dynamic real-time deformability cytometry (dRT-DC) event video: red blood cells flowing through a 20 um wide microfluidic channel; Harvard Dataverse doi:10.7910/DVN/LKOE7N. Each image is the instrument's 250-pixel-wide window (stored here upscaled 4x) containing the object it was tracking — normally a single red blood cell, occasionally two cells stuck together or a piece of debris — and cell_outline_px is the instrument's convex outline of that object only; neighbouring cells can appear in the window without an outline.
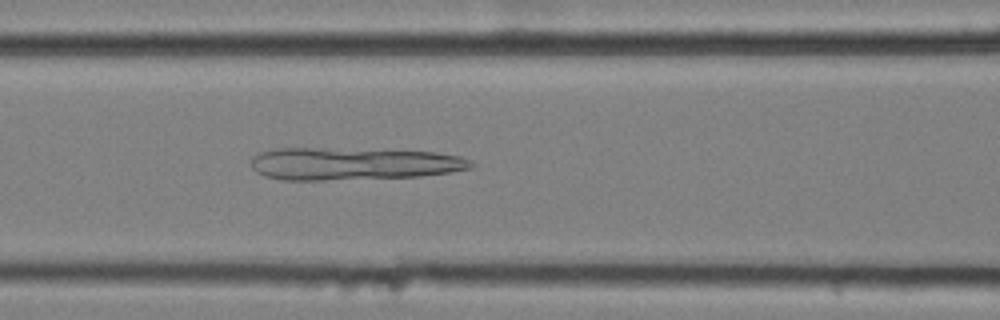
{"species": "common noctule bat (a hibernating species)", "species_latin": "Nyctalus noctula", "temperature_condition": "cold", "stored_images_in_passage": 35, "camera_frame_rate_fps": 3000, "um_per_image_px": 0.085, "animal": {"sex": "female", "body_mass_g": 25.1}, "frame": {"image": 1, "passage_image": 13, "time_ms": 4.0, "image_size_px": [1000, 320], "cell_outline_px": [[476, 164], [472, 168], [452, 172], [420, 176], [324, 180], [284, 180], [264, 176], [256, 172], [252, 168], [252, 156], [260, 152], [276, 148], [320, 148], [436, 152], [460, 156], [472, 160]], "centroid_in_image_um": [30.03, 13.92], "position_along_channel_um": 136.6, "area_um2": 41.67}}
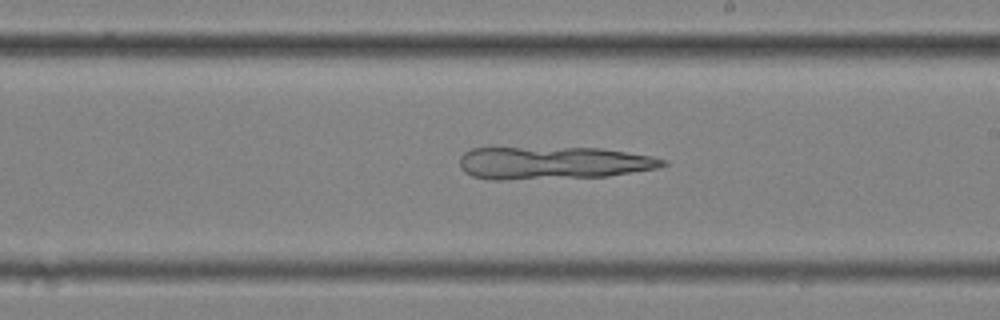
{"frame": {"image": 2, "passage_image": 22, "time_ms": 7.0, "image_size_px": [1000, 320], "cell_outline_px": [[668, 164], [656, 168], [608, 176], [504, 180], [492, 180], [472, 176], [464, 172], [460, 168], [460, 156], [464, 152], [472, 148], [600, 148], [652, 156], [668, 160]], "centroid_in_image_um": [46.99, 13.85], "position_along_channel_um": 242.0, "area_um2": 38.73}}
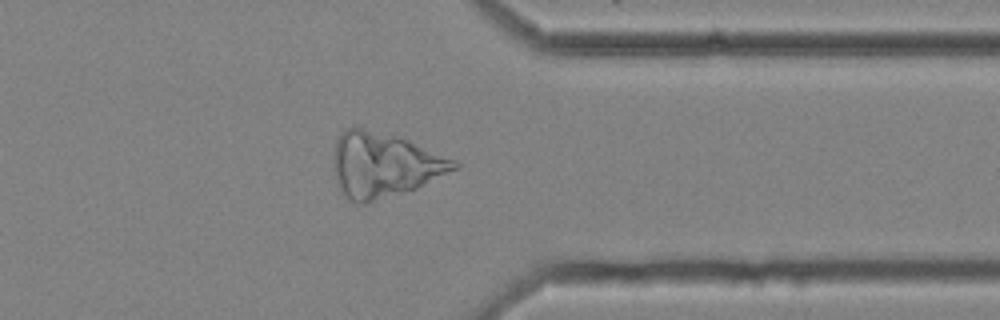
{"frame": {"image": 3, "passage_image": 34, "time_ms": 11.0, "image_size_px": [1000, 320], "cell_outline_px": [[460, 164], [456, 168], [416, 188], [368, 204], [356, 204], [348, 200], [340, 192], [336, 184], [332, 160], [332, 156], [336, 140], [340, 132], [348, 128], [364, 128], [396, 136], [408, 140], [456, 160]], "centroid_in_image_um": [32.56, 14.04], "position_along_channel_um": 378.8, "area_um2": 45.6}}